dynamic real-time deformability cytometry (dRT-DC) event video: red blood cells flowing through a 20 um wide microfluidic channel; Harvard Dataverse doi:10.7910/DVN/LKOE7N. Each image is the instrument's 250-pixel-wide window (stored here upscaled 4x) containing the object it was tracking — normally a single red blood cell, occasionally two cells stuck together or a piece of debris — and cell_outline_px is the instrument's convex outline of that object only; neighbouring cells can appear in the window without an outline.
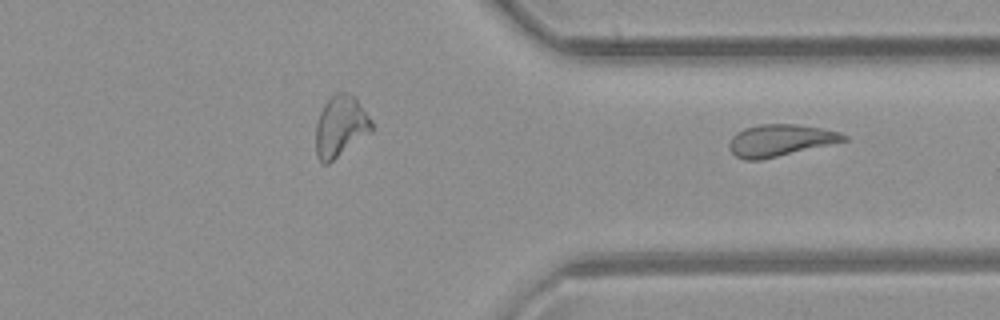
{"species": "common noctule bat (a hibernating species)", "species_latin": "Nyctalus noctula", "temperature_condition": "room temperature", "stored_images_in_passage": 30, "segment_of_instrument_passage": [2, 2], "camera_frame_rate_fps": 3000, "um_per_image_px": 0.085, "animal": {"sex": "female", "body_mass_g": 21.9}, "frame": {"image": 1, "passage_image": 30, "time_ms": 9.667, "image_size_px": [1000, 320], "cell_outline_px": [[848, 140], [760, 160], [744, 160], [736, 156], [728, 148], [728, 144], [732, 136], [736, 132], [744, 128], [760, 124], [796, 124], [820, 128], [840, 132], [848, 136]], "centroid_in_image_um": [66.28, 11.92], "position_along_channel_um": 345.1, "area_um2": 21.15}}